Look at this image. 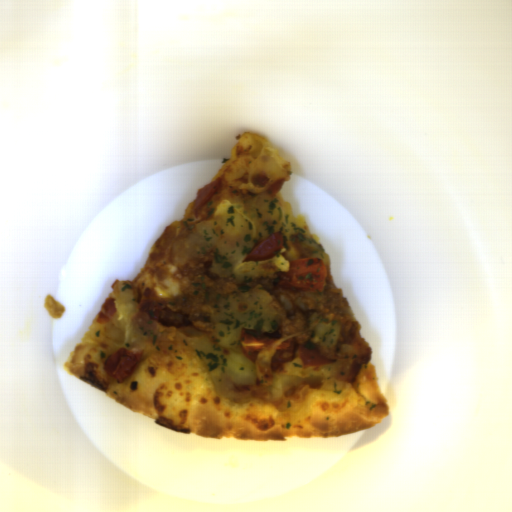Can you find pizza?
Segmentation results:
<instances>
[{"instance_id": "pizza-1", "label": "pizza", "mask_w": 512, "mask_h": 512, "mask_svg": "<svg viewBox=\"0 0 512 512\" xmlns=\"http://www.w3.org/2000/svg\"><path fill=\"white\" fill-rule=\"evenodd\" d=\"M295 218L327 254L325 282L322 291H293L276 285L277 279L259 277L236 282V293L264 287L277 316L270 333L282 332V337L258 353L253 383L232 387L233 393L249 392V403L232 405L217 396L201 357L177 333L179 327L157 321L139 351L140 361L123 382L105 373L107 361L91 362L87 332L70 351L66 370L127 409L175 432L196 436L254 442L324 439L380 423L388 417L390 403L380 391L371 346L332 277L330 255L321 239L310 231L302 215ZM279 293L293 301L302 297L315 314L306 320L296 313L289 320L277 298ZM289 337H295L301 346L317 349L331 364L307 367L294 359L272 371L270 362Z\"/></svg>"}, {"instance_id": "pizza-2", "label": "pizza", "mask_w": 512, "mask_h": 512, "mask_svg": "<svg viewBox=\"0 0 512 512\" xmlns=\"http://www.w3.org/2000/svg\"><path fill=\"white\" fill-rule=\"evenodd\" d=\"M293 175L292 168L265 136L243 132L231 149L211 183L219 181V187L208 202L199 209L190 203L182 218L171 221L148 251L147 259L132 279V300L140 306L144 294L153 289L158 297L174 298L187 289L189 279L179 272L182 267L174 263L173 245L190 237L197 225L210 219L219 204L232 201L245 203L257 195H266L281 202L293 216L291 203L285 201L279 191ZM210 183V184H211Z\"/></svg>"}]
</instances>
